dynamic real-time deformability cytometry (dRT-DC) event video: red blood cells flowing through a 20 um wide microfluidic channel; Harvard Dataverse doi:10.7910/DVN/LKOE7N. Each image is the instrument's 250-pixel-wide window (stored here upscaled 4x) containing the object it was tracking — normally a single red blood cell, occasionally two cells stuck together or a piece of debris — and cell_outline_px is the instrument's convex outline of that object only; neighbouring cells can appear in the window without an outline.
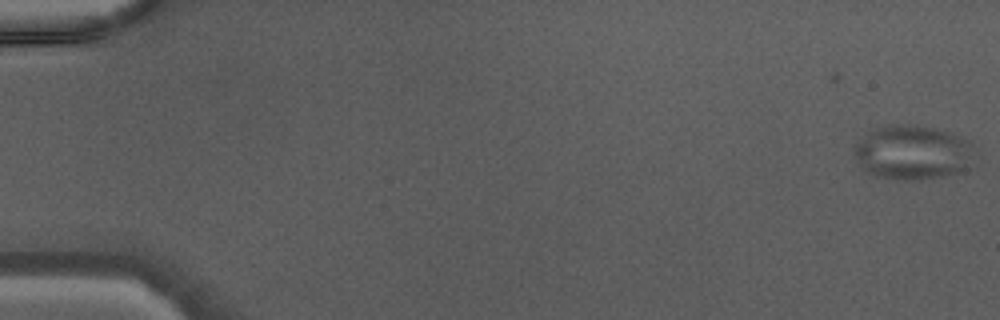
{"species": "Egyptian fruit bat (a non-hibernating species)", "species_latin": "Rousettus aegyptiacus", "temperature_condition": "warm", "stored_images_in_passage": 46, "segment_of_instrument_passage": [1, 2], "camera_frame_rate_fps": 3000, "um_per_image_px": 0.085, "animal": {"sex": "male"}, "frame": {"image": 1, "passage_image": 1, "time_ms": 0.0, "image_size_px": [1000, 320], "cell_outline_px": [[972, 144], [960, 168], [956, 172], [944, 176], [916, 180], [900, 180], [876, 176], [868, 172], [864, 168], [852, 152], [852, 148], [868, 132], [876, 128], [892, 124], [912, 124], [936, 128], [972, 140]], "centroid_in_image_um": [77.45, 12.92], "position_along_channel_um": 7.5, "area_um2": 37.17}}